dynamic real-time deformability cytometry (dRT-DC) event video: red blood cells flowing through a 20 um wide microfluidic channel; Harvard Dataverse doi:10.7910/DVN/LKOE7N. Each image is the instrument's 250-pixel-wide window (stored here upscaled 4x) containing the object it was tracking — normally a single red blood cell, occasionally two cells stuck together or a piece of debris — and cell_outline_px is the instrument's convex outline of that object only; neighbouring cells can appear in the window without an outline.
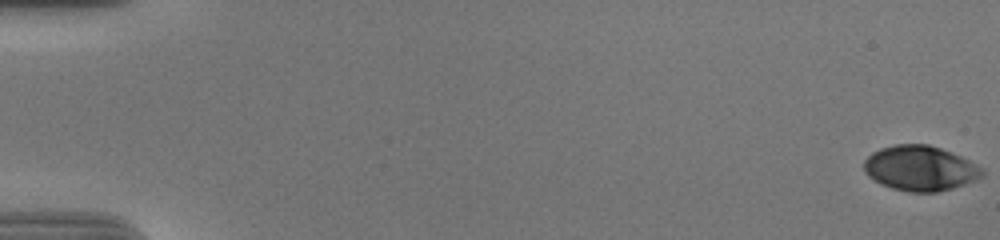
{"species": "human", "species_latin": "Homo sapiens", "temperature_condition": "cold", "stored_images_in_passage": 57, "camera_frame_rate_fps": 3000, "um_per_image_px": 0.085, "donor": {"sex": "male"}, "frame": {"image": 1, "passage_image": 1, "time_ms": 0.0, "image_size_px": [1000, 240], "cell_outline_px": [[984, 176], [976, 180], [952, 188], [936, 192], [912, 192], [892, 188], [880, 184], [868, 176], [864, 172], [864, 160], [872, 152], [880, 148], [896, 144], [928, 144], [940, 148], [960, 156], [984, 168]], "centroid_in_image_um": [78.21, 14.3], "position_along_channel_um": 6.8, "area_um2": 31.1}}
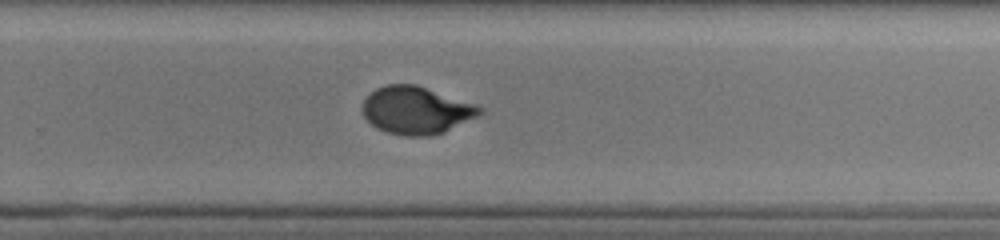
{"frame": {"image": 2, "passage_image": 39, "time_ms": 12.667, "image_size_px": [1000, 240], "cell_outline_px": [[484, 112], [480, 116], [444, 132], [432, 136], [404, 136], [388, 132], [376, 128], [364, 116], [360, 108], [364, 100], [376, 88], [388, 84], [416, 84], [476, 104], [484, 108]], "centroid_in_image_um": [35.41, 9.38], "position_along_channel_um": 294.4, "area_um2": 32.77}}
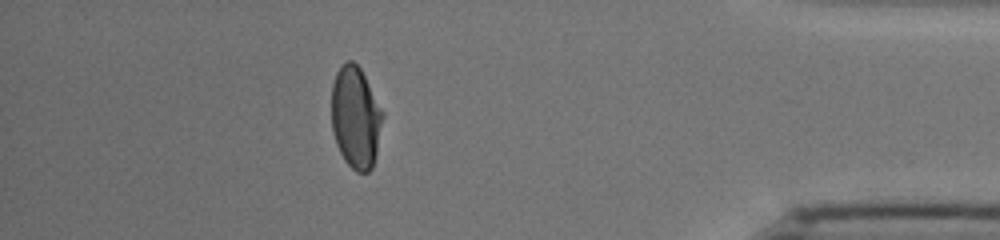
{"frame": {"image": 3, "passage_image": 51, "time_ms": 16.667, "image_size_px": [1000, 240], "cell_outline_px": [[384, 116], [376, 152], [372, 168], [368, 172], [356, 172], [344, 160], [336, 144], [332, 128], [332, 84], [336, 72], [348, 60], [352, 60], [360, 68], [384, 112]], "centroid_in_image_um": [30.23, 9.99], "position_along_channel_um": 405.0, "area_um2": 30.29}, "authors_computed_cell_mechanics": {"area_um2": 32.1946, "velocity_mm_per_s": 3.7148, "shape_relaxation_time_tau1_ms": 6.7595, "shape_relaxation_time_tau2_ms": null, "deformation_change_tau1": 0.2059, "deformation_change_tau2": null}}